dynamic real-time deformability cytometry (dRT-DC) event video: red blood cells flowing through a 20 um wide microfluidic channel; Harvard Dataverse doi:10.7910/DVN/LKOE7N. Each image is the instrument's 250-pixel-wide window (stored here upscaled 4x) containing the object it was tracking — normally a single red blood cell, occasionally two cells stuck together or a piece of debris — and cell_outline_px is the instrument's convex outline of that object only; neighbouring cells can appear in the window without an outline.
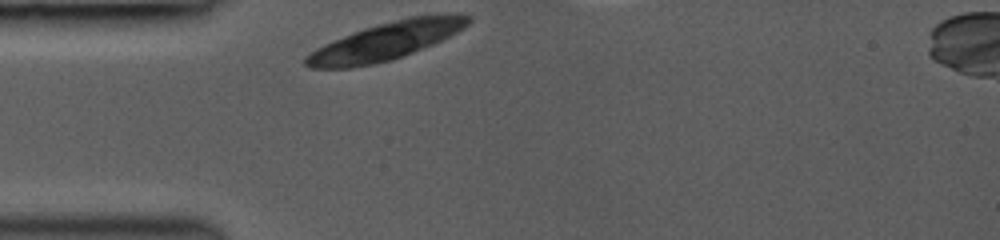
{"species": "common noctule bat (a hibernating species)", "species_latin": "Nyctalus noctula", "temperature_condition": "room temperature", "stored_images_in_passage": 6, "camera_frame_rate_fps": 3000, "um_per_image_px": 0.085, "animal": {"sex": "female", "body_mass_g": 19.0, "forearm_length_mm": 53.3}, "frame": {"image": 1, "passage_image": 1, "time_ms": 0.0, "image_size_px": [1000, 240], "cell_outline_px": [[472, 20], [464, 28], [432, 44], [392, 60], [352, 68], [312, 68], [304, 64], [304, 56], [316, 48], [324, 44], [364, 28], [408, 16], [472, 16]], "centroid_in_image_um": [32.7, 3.53], "position_along_channel_um": 52.3, "area_um2": 34.74}}